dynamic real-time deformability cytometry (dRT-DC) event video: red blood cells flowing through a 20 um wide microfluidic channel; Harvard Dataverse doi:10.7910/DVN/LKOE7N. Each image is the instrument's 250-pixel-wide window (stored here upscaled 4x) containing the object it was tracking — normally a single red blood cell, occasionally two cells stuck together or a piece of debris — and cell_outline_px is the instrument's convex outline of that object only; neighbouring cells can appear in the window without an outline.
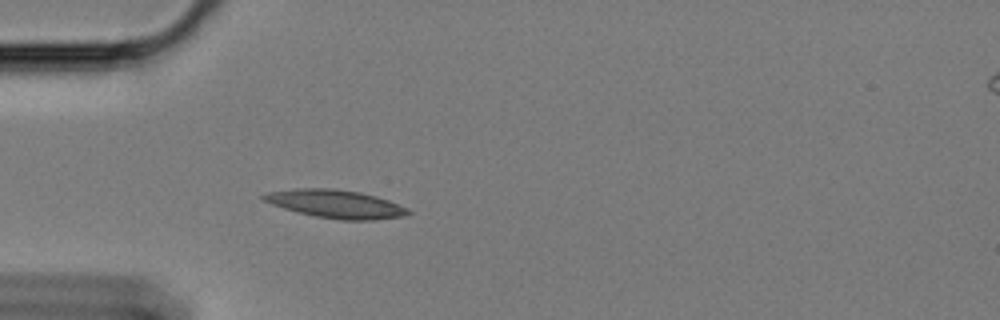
{"species": "Egyptian fruit bat (a non-hibernating species)", "species_latin": "Rousettus aegyptiacus", "temperature_condition": "cold", "stored_images_in_passage": 35, "camera_frame_rate_fps": 3000, "um_per_image_px": 0.085, "animal": {"sex": "female"}, "frame": {"image": 1, "passage_image": 1, "time_ms": 0.0, "image_size_px": [1000, 320], "cell_outline_px": [[412, 212], [404, 216], [376, 220], [340, 220], [316, 216], [296, 212], [272, 204], [264, 200], [260, 196], [268, 192], [296, 188], [332, 188], [360, 192], [376, 196], [388, 200], [408, 208]], "centroid_in_image_um": [28.56, 17.34], "position_along_channel_um": 56.4, "area_um2": 23.76}}
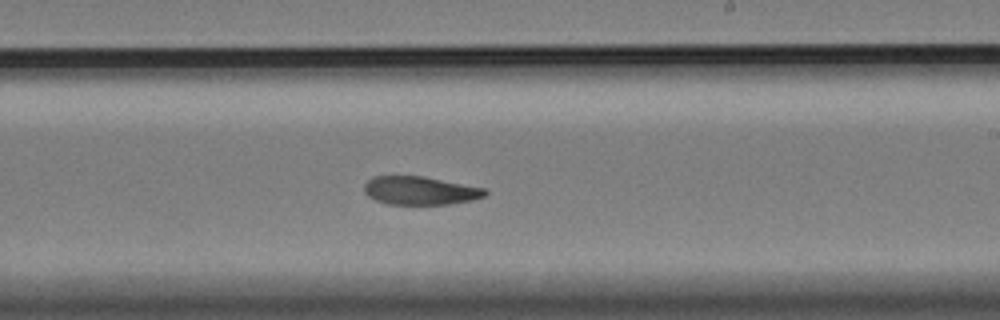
{"frame": {"image": 2, "passage_image": 19, "time_ms": 6.0, "image_size_px": [1000, 320], "cell_outline_px": [[488, 192], [484, 196], [472, 200], [448, 204], [388, 204], [376, 200], [368, 196], [364, 192], [364, 184], [372, 176], [424, 176], [488, 188]], "centroid_in_image_um": [35.73, 16.19], "position_along_channel_um": 253.3, "area_um2": 20.11}}
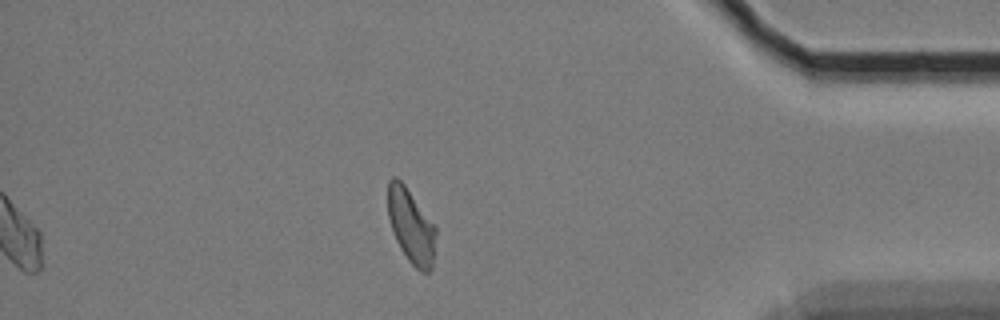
{"frame": {"image": 3, "passage_image": 35, "time_ms": 11.333, "image_size_px": [1000, 320], "cell_outline_px": [[436, 232], [432, 268], [428, 272], [420, 272], [408, 260], [400, 248], [396, 240], [388, 216], [388, 180], [392, 176], [396, 176], [404, 184], [436, 228]], "centroid_in_image_um": [34.93, 19.22], "position_along_channel_um": 400.3, "area_um2": 20.46}, "authors_computed_cell_mechanics": {"area_um2": 21.386, "velocity_mm_per_s": 3.3791, "shape_relaxation_time_tau1_ms": null, "shape_relaxation_time_tau2_ms": 5.7925, "deformation_change_tau1": null, "deformation_change_tau2": 0.118}}